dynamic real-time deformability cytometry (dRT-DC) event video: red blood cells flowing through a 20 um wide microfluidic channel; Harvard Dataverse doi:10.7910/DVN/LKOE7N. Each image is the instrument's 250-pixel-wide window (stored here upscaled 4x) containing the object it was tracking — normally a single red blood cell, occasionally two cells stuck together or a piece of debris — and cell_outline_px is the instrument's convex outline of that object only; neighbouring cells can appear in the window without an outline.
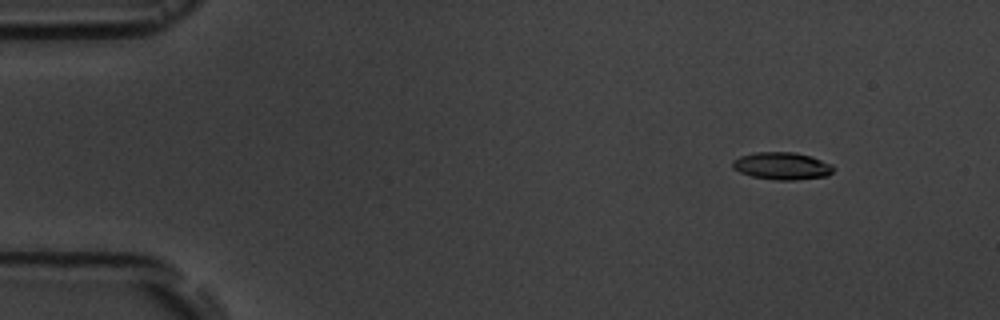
{"species": "common noctule bat (a hibernating species)", "species_latin": "Nyctalus noctula", "temperature_condition": "room temperature", "stored_images_in_passage": 5, "camera_frame_rate_fps": 3000, "um_per_image_px": 0.085, "animal": {"sex": "male", "body_mass_g": 19.5, "forearm_length_mm": 54.6}, "frame": {"image": 1, "passage_image": 2, "time_ms": 1.333, "image_size_px": [1000, 320], "cell_outline_px": [[832, 172], [828, 176], [796, 180], [772, 180], [752, 176], [740, 172], [732, 168], [732, 160], [740, 156], [756, 152], [796, 152], [812, 156], [832, 164]], "centroid_in_image_um": [66.46, 14.1], "position_along_channel_um": 18.5, "area_um2": 16.24}}
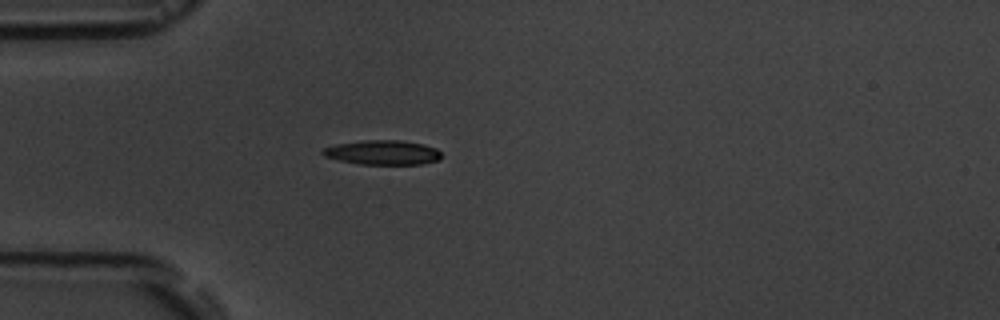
{"frame": {"image": 2, "passage_image": 5, "time_ms": 4.667, "image_size_px": [1000, 320], "cell_outline_px": [[440, 160], [420, 164], [360, 164], [340, 160], [324, 156], [320, 152], [324, 148], [336, 144], [364, 140], [400, 140], [424, 144], [436, 148], [440, 152]], "centroid_in_image_um": [32.53, 12.95], "position_along_channel_um": 52.5, "area_um2": 16.88}}